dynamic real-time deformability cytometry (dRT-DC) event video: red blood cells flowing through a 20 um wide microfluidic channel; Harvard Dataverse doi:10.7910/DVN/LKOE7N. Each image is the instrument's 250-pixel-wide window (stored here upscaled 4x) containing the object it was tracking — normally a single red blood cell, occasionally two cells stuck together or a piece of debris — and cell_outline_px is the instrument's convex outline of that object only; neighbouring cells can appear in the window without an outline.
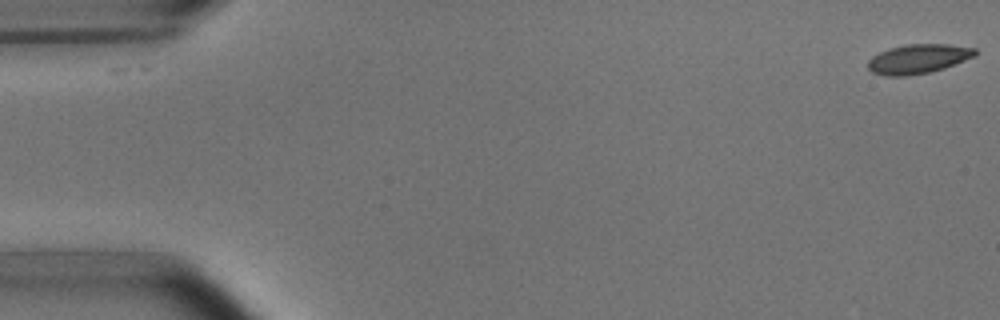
{"species": "common noctule bat (a hibernating species)", "species_latin": "Nyctalus noctula", "temperature_condition": "room temperature", "stored_images_in_passage": 4, "camera_frame_rate_fps": 3000, "um_per_image_px": 0.085, "animal": {"sex": "male", "body_mass_g": 15.6}, "frame": {"image": 1, "passage_image": 1, "time_ms": 0.0, "image_size_px": [1000, 320], "cell_outline_px": [[976, 56], [944, 68], [932, 72], [904, 76], [884, 76], [872, 72], [868, 68], [868, 60], [872, 56], [888, 48], [908, 44], [948, 44], [976, 48]], "centroid_in_image_um": [78.04, 5.01], "position_along_channel_um": 7.0, "area_um2": 18.44}}